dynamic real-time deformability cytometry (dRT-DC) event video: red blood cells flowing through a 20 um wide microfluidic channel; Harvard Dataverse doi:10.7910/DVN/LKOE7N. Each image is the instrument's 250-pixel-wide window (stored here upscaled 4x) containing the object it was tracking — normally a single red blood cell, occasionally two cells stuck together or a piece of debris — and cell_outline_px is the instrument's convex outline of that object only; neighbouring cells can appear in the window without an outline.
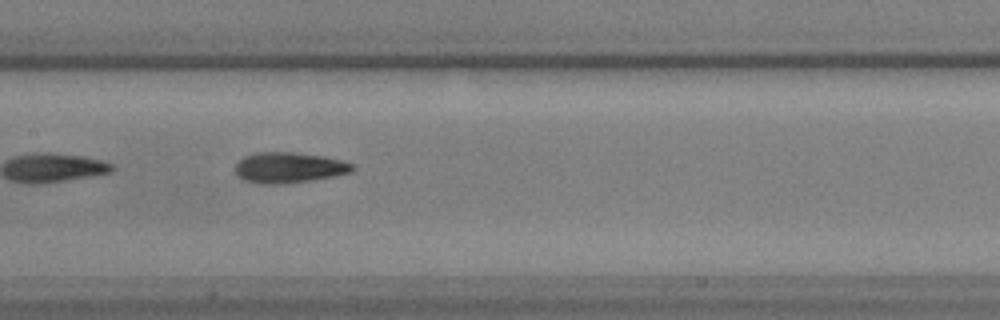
{"species": "common noctule bat (a hibernating species)", "species_latin": "Nyctalus noctula", "temperature_condition": "warm", "stored_images_in_passage": 23, "camera_frame_rate_fps": 3000, "um_per_image_px": 0.085, "animal": {"sex": "male", "body_mass_g": 17.9, "forearm_length_mm": 54.2}, "frame": {"image": 1, "passage_image": 10, "time_ms": 3.0, "image_size_px": [1000, 320], "cell_outline_px": [[356, 168], [352, 172], [312, 180], [280, 184], [260, 184], [244, 180], [236, 172], [236, 164], [244, 156], [256, 152], [296, 152], [324, 156], [344, 160], [356, 164]], "centroid_in_image_um": [24.62, 14.23], "position_along_channel_um": 182.8, "area_um2": 21.1}}